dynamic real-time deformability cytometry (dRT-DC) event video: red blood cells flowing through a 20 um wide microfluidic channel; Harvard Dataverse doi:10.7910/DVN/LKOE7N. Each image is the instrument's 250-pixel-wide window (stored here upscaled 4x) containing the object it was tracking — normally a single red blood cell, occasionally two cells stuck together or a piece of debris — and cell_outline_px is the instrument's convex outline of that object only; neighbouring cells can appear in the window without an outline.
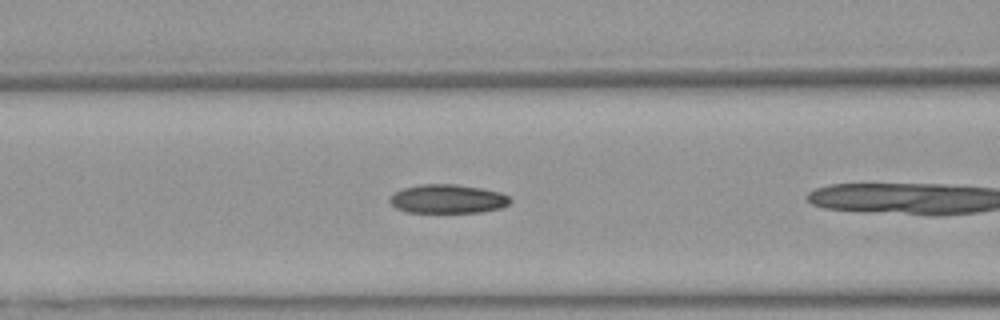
{"species": "Egyptian fruit bat (a non-hibernating species)", "species_latin": "Rousettus aegyptiacus", "temperature_condition": "warm", "stored_images_in_passage": 9, "camera_frame_rate_fps": 3000, "um_per_image_px": 0.085, "animal": {"sex": "female"}, "frame": {"image": 1, "passage_image": 8, "time_ms": 2.333, "image_size_px": [1000, 320], "cell_outline_px": [[512, 200], [508, 204], [500, 208], [480, 212], [408, 212], [396, 208], [388, 200], [396, 192], [404, 188], [420, 184], [456, 184], [480, 188], [500, 192], [508, 196]], "centroid_in_image_um": [38.06, 16.9], "position_along_channel_um": 128.5, "area_um2": 20.06}}